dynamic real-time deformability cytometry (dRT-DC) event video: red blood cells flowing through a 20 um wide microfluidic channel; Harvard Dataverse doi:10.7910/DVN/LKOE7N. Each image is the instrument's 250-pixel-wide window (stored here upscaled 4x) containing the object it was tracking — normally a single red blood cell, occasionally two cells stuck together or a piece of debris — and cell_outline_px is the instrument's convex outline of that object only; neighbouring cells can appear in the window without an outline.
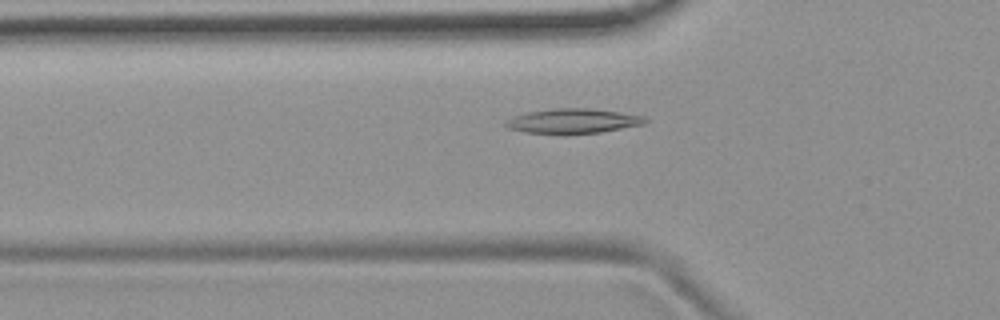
{"species": "common noctule bat (a hibernating species)", "species_latin": "Nyctalus noctula", "temperature_condition": "room temperature", "stored_images_in_passage": 47, "camera_frame_rate_fps": 3000, "um_per_image_px": 0.085, "animal": {"sex": "female", "body_mass_g": 19.9}, "frame": {"image": 1, "passage_image": 11, "time_ms": 3.333, "image_size_px": [1000, 320], "cell_outline_px": [[652, 120], [644, 124], [600, 132], [564, 136], [524, 132], [508, 128], [504, 124], [504, 120], [512, 116], [528, 112], [552, 108], [592, 108], [620, 112], [644, 116]], "centroid_in_image_um": [48.68, 10.31], "position_along_channel_um": 77.1, "area_um2": 20.87}}
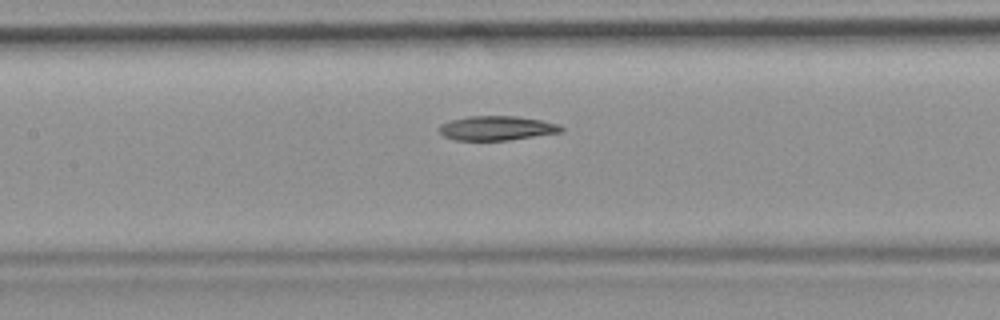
{"frame": {"image": 2, "passage_image": 18, "time_ms": 5.667, "image_size_px": [1000, 320], "cell_outline_px": [[564, 132], [508, 140], [456, 140], [444, 136], [440, 132], [440, 124], [452, 120], [468, 116], [516, 116], [540, 120], [560, 124], [564, 128]], "centroid_in_image_um": [42.27, 10.89], "position_along_channel_um": 165.1, "area_um2": 17.28}}
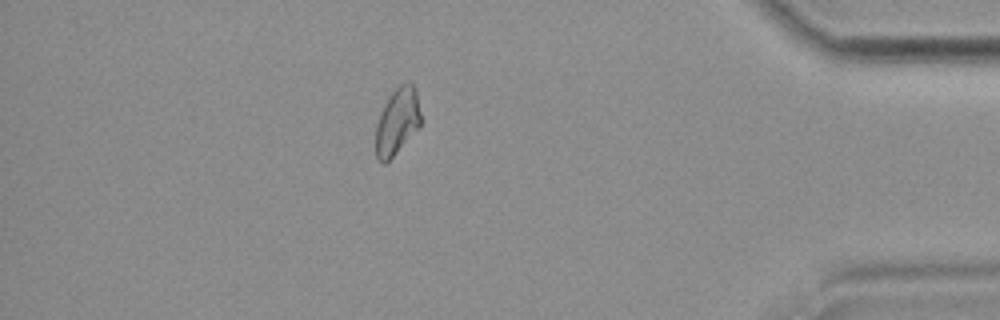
{"frame": {"image": 3, "passage_image": 40, "time_ms": 13.0, "image_size_px": [1000, 320], "cell_outline_px": [[420, 128], [384, 164], [376, 160], [376, 124], [380, 112], [384, 104], [392, 92], [400, 84], [408, 80], [416, 88], [420, 112]], "centroid_in_image_um": [33.77, 10.3], "position_along_channel_um": 401.4, "area_um2": 17.57}}